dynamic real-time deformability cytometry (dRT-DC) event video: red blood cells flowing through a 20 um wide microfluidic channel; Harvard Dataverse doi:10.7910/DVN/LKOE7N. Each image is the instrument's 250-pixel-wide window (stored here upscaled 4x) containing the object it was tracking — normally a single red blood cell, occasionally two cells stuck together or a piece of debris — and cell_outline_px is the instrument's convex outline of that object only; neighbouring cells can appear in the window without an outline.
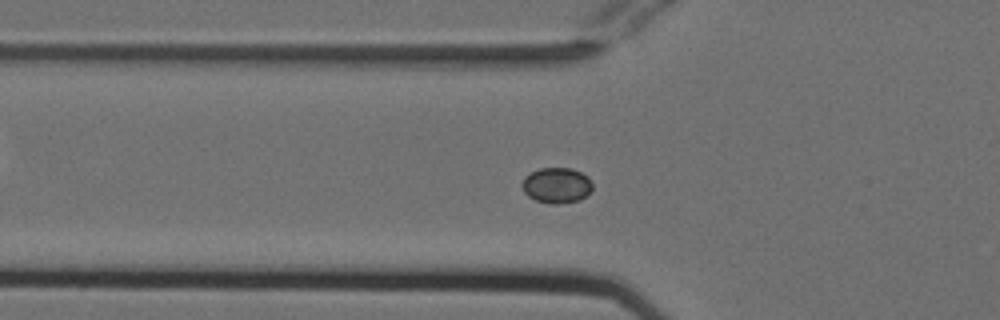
{"species": "Egyptian fruit bat (a non-hibernating species)", "species_latin": "Rousettus aegyptiacus", "temperature_condition": "cold", "stored_images_in_passage": 40, "camera_frame_rate_fps": 3000, "um_per_image_px": 0.085, "animal": {"sex": "female"}, "frame": {"image": 1, "passage_image": 9, "time_ms": 2.667, "image_size_px": [1000, 320], "cell_outline_px": [[592, 192], [580, 200], [556, 204], [552, 204], [536, 200], [528, 196], [524, 192], [520, 184], [524, 176], [540, 168], [572, 168], [588, 176], [592, 180]], "centroid_in_image_um": [47.33, 15.75], "position_along_channel_um": 78.5, "area_um2": 14.8}}
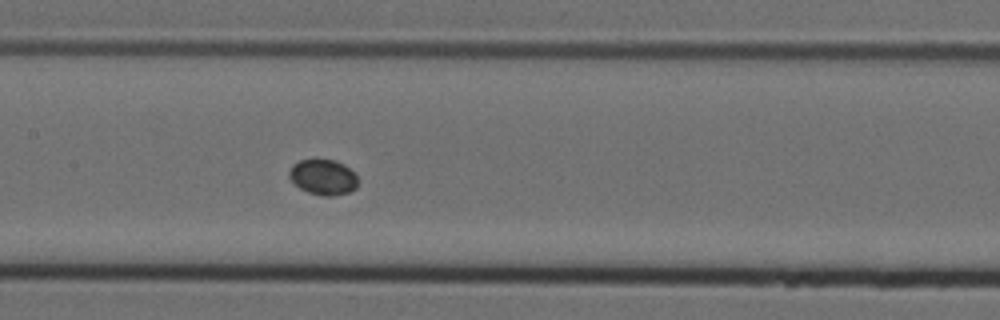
{"frame": {"image": 2, "passage_image": 17, "time_ms": 5.333, "image_size_px": [1000, 320], "cell_outline_px": [[356, 188], [348, 192], [332, 196], [320, 196], [308, 192], [300, 188], [288, 176], [288, 172], [292, 164], [300, 160], [336, 160], [344, 164], [356, 176]], "centroid_in_image_um": [27.44, 15.06], "position_along_channel_um": 180.0, "area_um2": 14.05}}
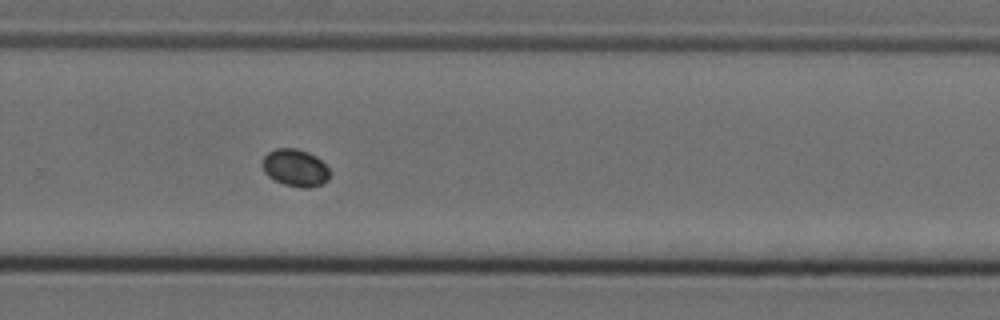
{"frame": {"image": 3, "passage_image": 27, "time_ms": 8.667, "image_size_px": [1000, 320], "cell_outline_px": [[328, 180], [320, 184], [308, 188], [300, 188], [284, 184], [268, 176], [264, 172], [260, 164], [264, 156], [268, 152], [276, 148], [296, 148], [308, 152], [316, 156], [328, 168]], "centroid_in_image_um": [25.05, 14.25], "position_along_channel_um": 304.8, "area_um2": 14.62}}